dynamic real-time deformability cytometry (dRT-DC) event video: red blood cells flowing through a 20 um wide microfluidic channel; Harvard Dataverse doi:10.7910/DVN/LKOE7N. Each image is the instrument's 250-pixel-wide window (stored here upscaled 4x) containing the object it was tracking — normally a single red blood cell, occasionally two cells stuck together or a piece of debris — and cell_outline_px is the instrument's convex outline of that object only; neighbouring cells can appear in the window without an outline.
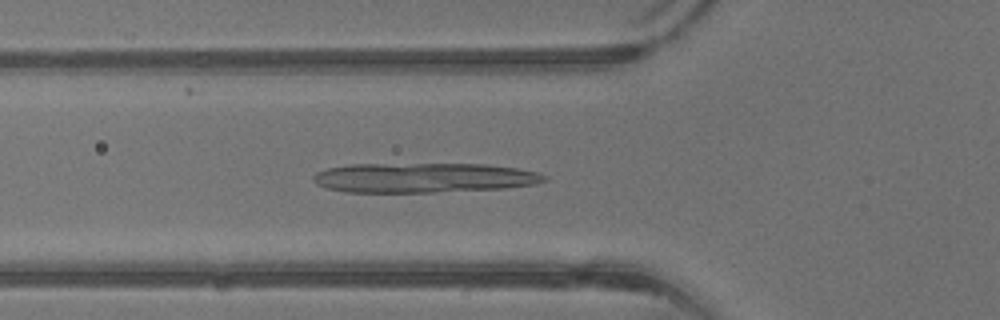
{"species": "common noctule bat (a hibernating species)", "species_latin": "Nyctalus noctula", "temperature_condition": "warm", "stored_images_in_passage": 41, "camera_frame_rate_fps": 3000, "um_per_image_px": 0.085, "animal": {"sex": "male", "body_mass_g": 13.3}, "frame": {"image": 1, "passage_image": 15, "time_ms": 4.667, "image_size_px": [1000, 320], "cell_outline_px": [[548, 180], [532, 184], [504, 188], [436, 192], [348, 192], [328, 188], [316, 184], [312, 180], [312, 176], [316, 172], [328, 168], [352, 164], [488, 164], [516, 168], [540, 172], [548, 176]], "centroid_in_image_um": [36.03, 15.1], "position_along_channel_um": 89.8, "area_um2": 40.11}}
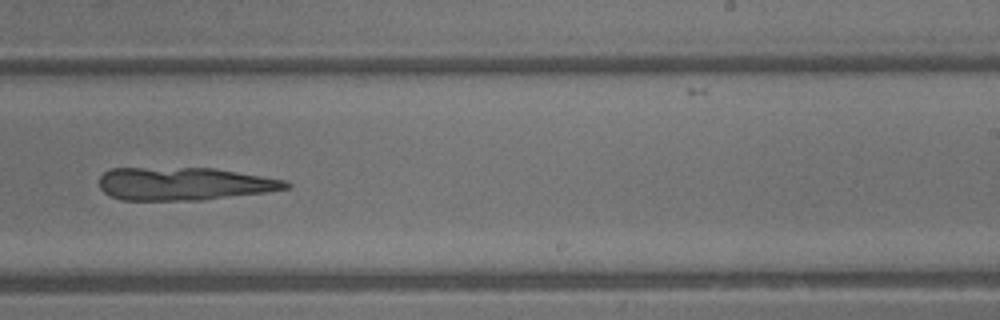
{"frame": {"image": 2, "passage_image": 26, "time_ms": 8.333, "image_size_px": [1000, 320], "cell_outline_px": [[292, 184], [288, 188], [264, 192], [200, 200], [120, 200], [104, 192], [100, 188], [100, 176], [104, 172], [112, 168], [216, 168], [288, 180]], "centroid_in_image_um": [15.66, 15.61], "position_along_channel_um": 273.3, "area_um2": 35.84}}
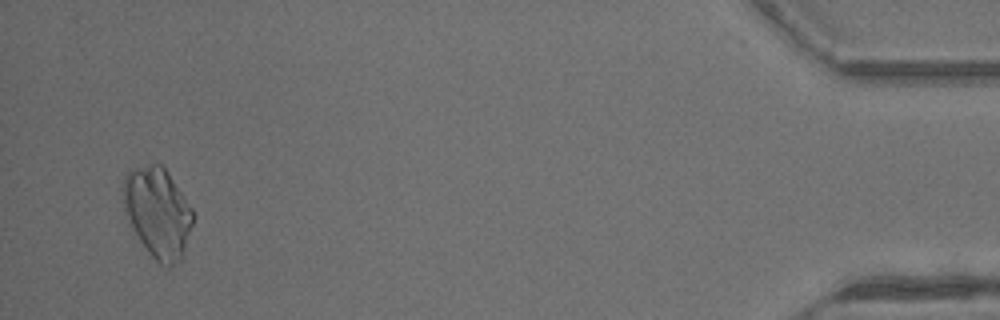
{"frame": {"image": 3, "passage_image": 40, "time_ms": 13.0, "image_size_px": [1000, 320], "cell_outline_px": [[196, 216], [180, 260], [168, 268], [160, 264], [148, 252], [140, 240], [124, 208], [120, 188], [124, 176], [132, 168], [148, 164], [160, 164], [168, 172], [192, 208]], "centroid_in_image_um": [13.41, 18.03], "position_along_channel_um": 421.8, "area_um2": 36.59}}